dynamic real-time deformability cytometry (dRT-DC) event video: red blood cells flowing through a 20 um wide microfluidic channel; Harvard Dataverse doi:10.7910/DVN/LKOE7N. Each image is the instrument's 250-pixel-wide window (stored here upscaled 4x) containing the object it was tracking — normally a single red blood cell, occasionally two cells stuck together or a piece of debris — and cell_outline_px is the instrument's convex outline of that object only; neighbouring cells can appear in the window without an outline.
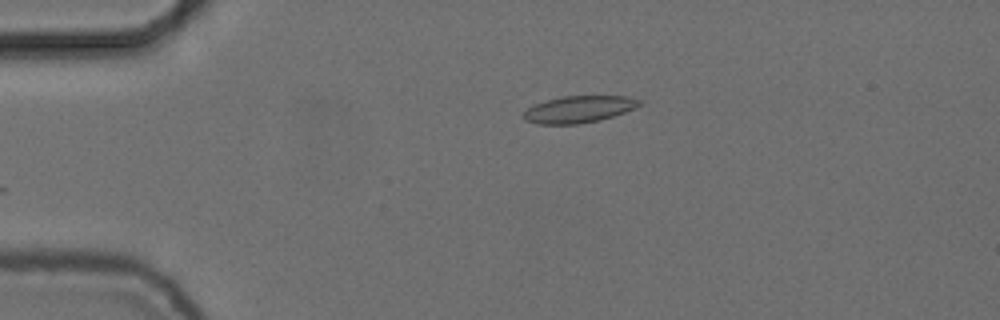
{"species": "common noctule bat (a hibernating species)", "species_latin": "Nyctalus noctula", "temperature_condition": "cold", "stored_images_in_passage": 37, "camera_frame_rate_fps": 3000, "um_per_image_px": 0.085, "animal": {"sex": "female", "body_mass_g": 24.6, "forearm_length_mm": 56.2}, "frame": {"image": 1, "passage_image": 2, "time_ms": 0.333, "image_size_px": [1000, 320], "cell_outline_px": [[644, 104], [636, 108], [600, 120], [580, 124], [536, 124], [524, 120], [524, 112], [528, 108], [536, 104], [560, 96], [628, 96], [644, 100]], "centroid_in_image_um": [49.27, 9.28], "position_along_channel_um": 35.7, "area_um2": 18.26}}
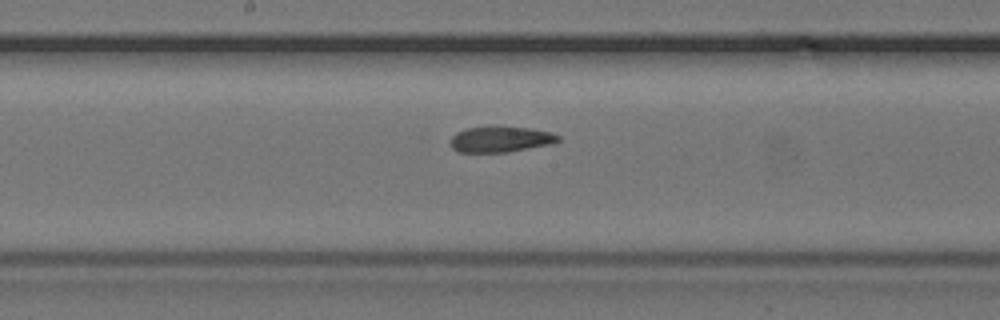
{"frame": {"image": 2, "passage_image": 19, "time_ms": 6.0, "image_size_px": [1000, 320], "cell_outline_px": [[560, 140], [552, 144], [508, 152], [456, 152], [452, 148], [452, 136], [456, 132], [468, 128], [528, 128], [552, 132], [560, 136]], "centroid_in_image_um": [42.58, 11.87], "position_along_channel_um": 205.6, "area_um2": 15.78}}
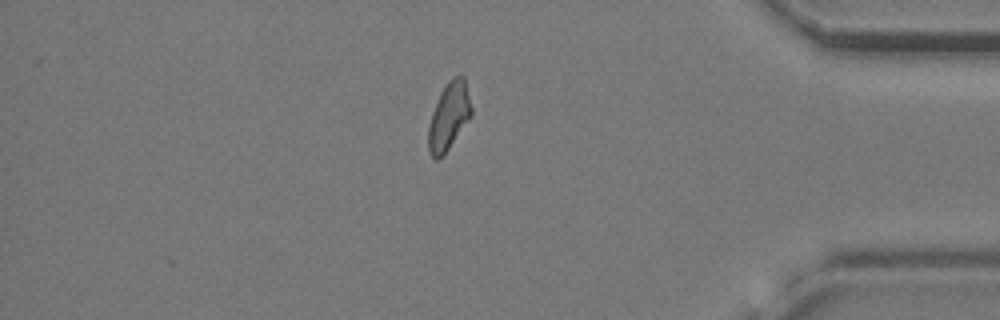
{"frame": {"image": 3, "passage_image": 37, "time_ms": 12.0, "image_size_px": [1000, 320], "cell_outline_px": [[472, 116], [448, 148], [436, 160], [428, 152], [428, 124], [432, 112], [440, 92], [448, 80], [452, 76], [464, 76], [472, 108]], "centroid_in_image_um": [38.15, 9.84], "position_along_channel_um": 397.0, "area_um2": 16.82}, "authors_computed_cell_mechanics": {"area_um2": 16.8776, "velocity_mm_per_s": 3.7259, "shape_relaxation_time_tau1_ms": null, "shape_relaxation_time_tau2_ms": 7.0297, "deformation_change_tau1": null, "deformation_change_tau2": 0.1472}}